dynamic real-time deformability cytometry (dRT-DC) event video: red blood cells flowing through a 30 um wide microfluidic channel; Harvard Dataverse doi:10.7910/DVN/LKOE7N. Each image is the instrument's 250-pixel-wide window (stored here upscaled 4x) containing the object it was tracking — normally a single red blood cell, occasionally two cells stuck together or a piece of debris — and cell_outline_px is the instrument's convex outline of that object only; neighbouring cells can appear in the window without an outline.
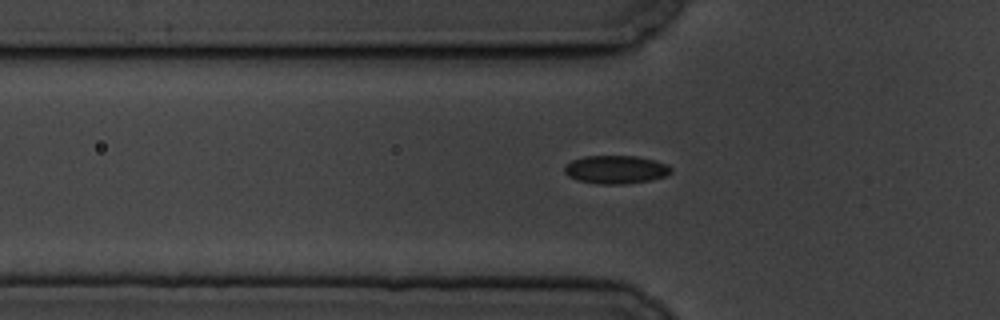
{"species": "common noctule bat (a hibernating species)", "species_latin": "Nyctalus noctula", "temperature_condition": "cold", "stored_images_in_passage": 8, "segment_of_instrument_passage": [2, 2], "camera_frame_rate_fps": 3000, "um_per_image_px": 0.085, "animal": {"sex": "male", "body_mass_g": 19.5, "forearm_length_mm": 54.6}, "frame": {"image": 1, "passage_image": 8, "time_ms": 8.0, "image_size_px": [1000, 320], "cell_outline_px": [[672, 172], [664, 176], [648, 180], [624, 184], [600, 184], [576, 180], [568, 176], [564, 172], [564, 164], [572, 160], [584, 156], [636, 156], [668, 164], [672, 168]], "centroid_in_image_um": [52.3, 14.41], "position_along_channel_um": 73.5, "area_um2": 17.51}}